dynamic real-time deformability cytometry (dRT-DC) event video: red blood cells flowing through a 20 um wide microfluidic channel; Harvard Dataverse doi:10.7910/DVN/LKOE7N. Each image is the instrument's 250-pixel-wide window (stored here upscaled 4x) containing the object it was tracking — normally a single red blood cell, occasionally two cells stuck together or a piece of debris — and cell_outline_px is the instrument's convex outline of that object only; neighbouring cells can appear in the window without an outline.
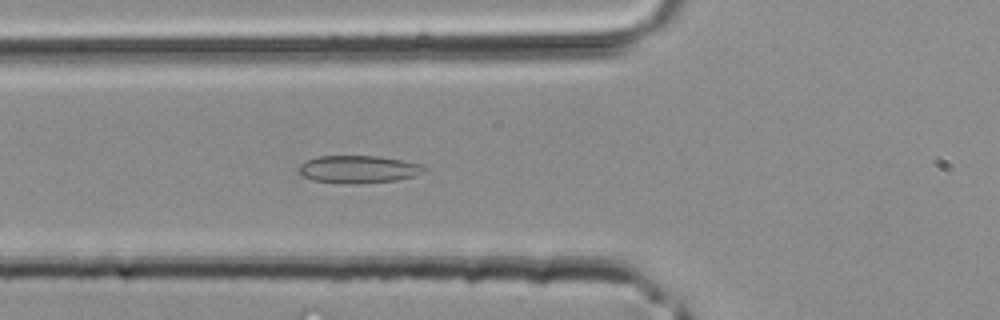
{"species": "common noctule bat (a hibernating species)", "species_latin": "Nyctalus noctula", "temperature_condition": "room temperature", "stored_images_in_passage": 23, "camera_frame_rate_fps": 3000, "um_per_image_px": 0.085, "animal": {"sex": "male", "body_mass_g": 20.4}, "frame": {"image": 1, "passage_image": 5, "time_ms": 1.333, "image_size_px": [1000, 320], "cell_outline_px": [[428, 168], [416, 176], [396, 180], [312, 180], [296, 172], [296, 168], [300, 164], [316, 156], [380, 156], [404, 160], [420, 164]], "centroid_in_image_um": [30.47, 14.31], "position_along_channel_um": 95.3, "area_um2": 19.07}}
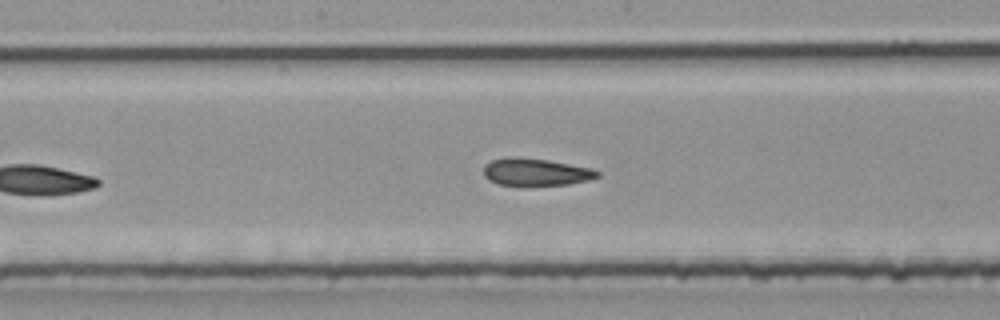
{"frame": {"image": 2, "passage_image": 11, "time_ms": 3.333, "image_size_px": [1000, 320], "cell_outline_px": [[600, 176], [588, 180], [568, 184], [532, 188], [524, 188], [500, 184], [488, 180], [484, 176], [484, 164], [492, 160], [548, 160], [592, 168], [600, 172]], "centroid_in_image_um": [45.59, 14.72], "position_along_channel_um": 202.6, "area_um2": 18.09}}
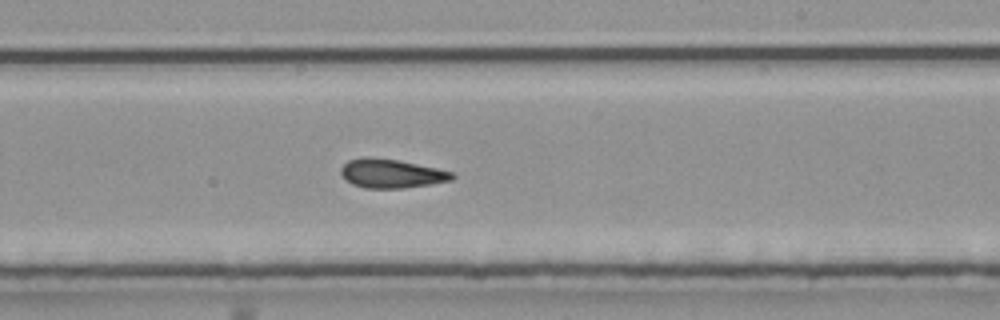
{"frame": {"image": 3, "passage_image": 14, "time_ms": 4.333, "image_size_px": [1000, 320], "cell_outline_px": [[456, 176], [452, 180], [404, 188], [364, 188], [352, 184], [340, 172], [340, 168], [348, 160], [396, 160], [436, 168], [452, 172]], "centroid_in_image_um": [33.32, 14.8], "position_along_channel_um": 255.7, "area_um2": 17.8}}